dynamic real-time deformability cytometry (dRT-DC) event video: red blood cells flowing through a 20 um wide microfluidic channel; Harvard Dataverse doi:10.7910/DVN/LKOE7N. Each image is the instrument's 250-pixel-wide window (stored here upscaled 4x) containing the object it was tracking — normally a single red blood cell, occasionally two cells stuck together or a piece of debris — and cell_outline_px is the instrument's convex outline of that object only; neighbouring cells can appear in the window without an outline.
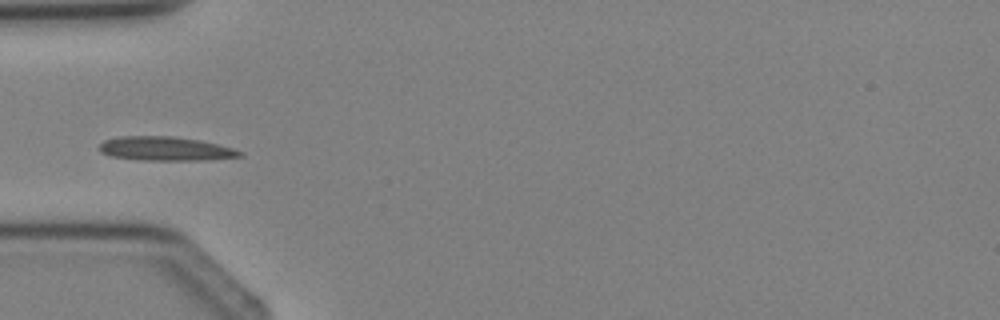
{"species": "Egyptian fruit bat (a non-hibernating species)", "species_latin": "Rousettus aegyptiacus", "temperature_condition": "cold", "stored_images_in_passage": 3, "camera_frame_rate_fps": 3000, "um_per_image_px": 0.085, "animal": {"sex": "female"}, "frame": {"image": 1, "passage_image": 3, "time_ms": 2.333, "image_size_px": [1000, 320], "cell_outline_px": [[244, 156], [208, 160], [140, 160], [112, 156], [100, 152], [100, 144], [104, 140], [120, 136], [172, 136], [200, 140], [232, 148], [244, 152]], "centroid_in_image_um": [14.09, 12.64], "position_along_channel_um": 70.9, "area_um2": 19.65}}